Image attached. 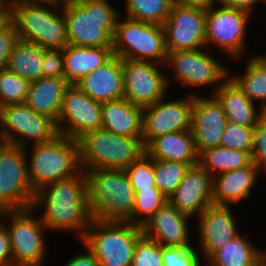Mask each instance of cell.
Returning <instances> with one entry per match:
<instances>
[{
	"instance_id": "13",
	"label": "cell",
	"mask_w": 266,
	"mask_h": 266,
	"mask_svg": "<svg viewBox=\"0 0 266 266\" xmlns=\"http://www.w3.org/2000/svg\"><path fill=\"white\" fill-rule=\"evenodd\" d=\"M33 200L25 148L8 143L0 152V212L31 208Z\"/></svg>"
},
{
	"instance_id": "17",
	"label": "cell",
	"mask_w": 266,
	"mask_h": 266,
	"mask_svg": "<svg viewBox=\"0 0 266 266\" xmlns=\"http://www.w3.org/2000/svg\"><path fill=\"white\" fill-rule=\"evenodd\" d=\"M101 105L76 84H70L64 93L57 121L59 134L77 140L87 132L101 129Z\"/></svg>"
},
{
	"instance_id": "14",
	"label": "cell",
	"mask_w": 266,
	"mask_h": 266,
	"mask_svg": "<svg viewBox=\"0 0 266 266\" xmlns=\"http://www.w3.org/2000/svg\"><path fill=\"white\" fill-rule=\"evenodd\" d=\"M164 69L165 64L122 60L124 98L144 108L167 97L170 87Z\"/></svg>"
},
{
	"instance_id": "18",
	"label": "cell",
	"mask_w": 266,
	"mask_h": 266,
	"mask_svg": "<svg viewBox=\"0 0 266 266\" xmlns=\"http://www.w3.org/2000/svg\"><path fill=\"white\" fill-rule=\"evenodd\" d=\"M232 208L235 207L212 203L194 220L195 240H198L195 246L204 261L242 232L238 230Z\"/></svg>"
},
{
	"instance_id": "25",
	"label": "cell",
	"mask_w": 266,
	"mask_h": 266,
	"mask_svg": "<svg viewBox=\"0 0 266 266\" xmlns=\"http://www.w3.org/2000/svg\"><path fill=\"white\" fill-rule=\"evenodd\" d=\"M101 129L113 134L138 138L142 137L143 107L121 98L101 105Z\"/></svg>"
},
{
	"instance_id": "11",
	"label": "cell",
	"mask_w": 266,
	"mask_h": 266,
	"mask_svg": "<svg viewBox=\"0 0 266 266\" xmlns=\"http://www.w3.org/2000/svg\"><path fill=\"white\" fill-rule=\"evenodd\" d=\"M252 14L241 9L225 7L217 2L206 9V48L216 46L229 60H243ZM251 18V19H250ZM209 46V48H208ZM212 46V47H211Z\"/></svg>"
},
{
	"instance_id": "32",
	"label": "cell",
	"mask_w": 266,
	"mask_h": 266,
	"mask_svg": "<svg viewBox=\"0 0 266 266\" xmlns=\"http://www.w3.org/2000/svg\"><path fill=\"white\" fill-rule=\"evenodd\" d=\"M252 163L251 154L222 146L202 151L198 155V164L212 177L224 172L248 166Z\"/></svg>"
},
{
	"instance_id": "27",
	"label": "cell",
	"mask_w": 266,
	"mask_h": 266,
	"mask_svg": "<svg viewBox=\"0 0 266 266\" xmlns=\"http://www.w3.org/2000/svg\"><path fill=\"white\" fill-rule=\"evenodd\" d=\"M113 56L112 46L67 45L63 48L65 80L69 84H76L85 75L104 65Z\"/></svg>"
},
{
	"instance_id": "5",
	"label": "cell",
	"mask_w": 266,
	"mask_h": 266,
	"mask_svg": "<svg viewBox=\"0 0 266 266\" xmlns=\"http://www.w3.org/2000/svg\"><path fill=\"white\" fill-rule=\"evenodd\" d=\"M25 154L28 180L34 193L50 183L73 177L82 171L77 140L65 135L30 145L25 148Z\"/></svg>"
},
{
	"instance_id": "24",
	"label": "cell",
	"mask_w": 266,
	"mask_h": 266,
	"mask_svg": "<svg viewBox=\"0 0 266 266\" xmlns=\"http://www.w3.org/2000/svg\"><path fill=\"white\" fill-rule=\"evenodd\" d=\"M212 95L220 103L227 120L231 123L253 127L266 114L230 77Z\"/></svg>"
},
{
	"instance_id": "1",
	"label": "cell",
	"mask_w": 266,
	"mask_h": 266,
	"mask_svg": "<svg viewBox=\"0 0 266 266\" xmlns=\"http://www.w3.org/2000/svg\"><path fill=\"white\" fill-rule=\"evenodd\" d=\"M31 208L40 212L38 216L49 232H73L81 240L92 220L86 172L82 170L73 177L40 188L34 193Z\"/></svg>"
},
{
	"instance_id": "47",
	"label": "cell",
	"mask_w": 266,
	"mask_h": 266,
	"mask_svg": "<svg viewBox=\"0 0 266 266\" xmlns=\"http://www.w3.org/2000/svg\"><path fill=\"white\" fill-rule=\"evenodd\" d=\"M173 4L179 6H191V7H201L209 8L211 5L216 3V0H172Z\"/></svg>"
},
{
	"instance_id": "43",
	"label": "cell",
	"mask_w": 266,
	"mask_h": 266,
	"mask_svg": "<svg viewBox=\"0 0 266 266\" xmlns=\"http://www.w3.org/2000/svg\"><path fill=\"white\" fill-rule=\"evenodd\" d=\"M19 37L14 24L10 21L0 30V70L7 67V63Z\"/></svg>"
},
{
	"instance_id": "6",
	"label": "cell",
	"mask_w": 266,
	"mask_h": 266,
	"mask_svg": "<svg viewBox=\"0 0 266 266\" xmlns=\"http://www.w3.org/2000/svg\"><path fill=\"white\" fill-rule=\"evenodd\" d=\"M207 48L184 50V51H167L165 67L170 68L172 75L167 74L170 89L175 80V84L182 85L190 89V95H200L198 91L192 89L200 88L210 89V95L229 78V70L225 63H230L226 56L222 55V59L211 55ZM225 59V60H223ZM223 62V63H222ZM172 78V79H171ZM181 83V84H180ZM206 87V88H205ZM209 87V88H208ZM198 92V93H197Z\"/></svg>"
},
{
	"instance_id": "19",
	"label": "cell",
	"mask_w": 266,
	"mask_h": 266,
	"mask_svg": "<svg viewBox=\"0 0 266 266\" xmlns=\"http://www.w3.org/2000/svg\"><path fill=\"white\" fill-rule=\"evenodd\" d=\"M227 122L222 106L213 95H194L191 131L198 155L220 145Z\"/></svg>"
},
{
	"instance_id": "34",
	"label": "cell",
	"mask_w": 266,
	"mask_h": 266,
	"mask_svg": "<svg viewBox=\"0 0 266 266\" xmlns=\"http://www.w3.org/2000/svg\"><path fill=\"white\" fill-rule=\"evenodd\" d=\"M167 202V197L156 186L140 189L135 192L132 214L127 222L142 227Z\"/></svg>"
},
{
	"instance_id": "20",
	"label": "cell",
	"mask_w": 266,
	"mask_h": 266,
	"mask_svg": "<svg viewBox=\"0 0 266 266\" xmlns=\"http://www.w3.org/2000/svg\"><path fill=\"white\" fill-rule=\"evenodd\" d=\"M213 177L199 164L190 166L168 203L179 212L196 219L212 204Z\"/></svg>"
},
{
	"instance_id": "51",
	"label": "cell",
	"mask_w": 266,
	"mask_h": 266,
	"mask_svg": "<svg viewBox=\"0 0 266 266\" xmlns=\"http://www.w3.org/2000/svg\"><path fill=\"white\" fill-rule=\"evenodd\" d=\"M260 251H261V259L266 260V250H264L263 248H260Z\"/></svg>"
},
{
	"instance_id": "26",
	"label": "cell",
	"mask_w": 266,
	"mask_h": 266,
	"mask_svg": "<svg viewBox=\"0 0 266 266\" xmlns=\"http://www.w3.org/2000/svg\"><path fill=\"white\" fill-rule=\"evenodd\" d=\"M145 153L151 159L181 162L190 166L198 164V153L191 130L158 136L145 147Z\"/></svg>"
},
{
	"instance_id": "49",
	"label": "cell",
	"mask_w": 266,
	"mask_h": 266,
	"mask_svg": "<svg viewBox=\"0 0 266 266\" xmlns=\"http://www.w3.org/2000/svg\"><path fill=\"white\" fill-rule=\"evenodd\" d=\"M8 144L6 135L4 131L0 128V152L6 147Z\"/></svg>"
},
{
	"instance_id": "50",
	"label": "cell",
	"mask_w": 266,
	"mask_h": 266,
	"mask_svg": "<svg viewBox=\"0 0 266 266\" xmlns=\"http://www.w3.org/2000/svg\"><path fill=\"white\" fill-rule=\"evenodd\" d=\"M26 1L54 2L62 5L66 0H26Z\"/></svg>"
},
{
	"instance_id": "52",
	"label": "cell",
	"mask_w": 266,
	"mask_h": 266,
	"mask_svg": "<svg viewBox=\"0 0 266 266\" xmlns=\"http://www.w3.org/2000/svg\"><path fill=\"white\" fill-rule=\"evenodd\" d=\"M259 266H266V260L261 259Z\"/></svg>"
},
{
	"instance_id": "3",
	"label": "cell",
	"mask_w": 266,
	"mask_h": 266,
	"mask_svg": "<svg viewBox=\"0 0 266 266\" xmlns=\"http://www.w3.org/2000/svg\"><path fill=\"white\" fill-rule=\"evenodd\" d=\"M10 21L19 40L38 44L44 49H63L68 45L62 5L54 2L12 0Z\"/></svg>"
},
{
	"instance_id": "7",
	"label": "cell",
	"mask_w": 266,
	"mask_h": 266,
	"mask_svg": "<svg viewBox=\"0 0 266 266\" xmlns=\"http://www.w3.org/2000/svg\"><path fill=\"white\" fill-rule=\"evenodd\" d=\"M81 169H122L144 153L142 139L123 137L103 129L93 130L77 139Z\"/></svg>"
},
{
	"instance_id": "2",
	"label": "cell",
	"mask_w": 266,
	"mask_h": 266,
	"mask_svg": "<svg viewBox=\"0 0 266 266\" xmlns=\"http://www.w3.org/2000/svg\"><path fill=\"white\" fill-rule=\"evenodd\" d=\"M62 11L66 20L68 45H113V34L121 10L118 11L110 0H66L62 4Z\"/></svg>"
},
{
	"instance_id": "16",
	"label": "cell",
	"mask_w": 266,
	"mask_h": 266,
	"mask_svg": "<svg viewBox=\"0 0 266 266\" xmlns=\"http://www.w3.org/2000/svg\"><path fill=\"white\" fill-rule=\"evenodd\" d=\"M167 51L206 48V9L173 4L163 24Z\"/></svg>"
},
{
	"instance_id": "36",
	"label": "cell",
	"mask_w": 266,
	"mask_h": 266,
	"mask_svg": "<svg viewBox=\"0 0 266 266\" xmlns=\"http://www.w3.org/2000/svg\"><path fill=\"white\" fill-rule=\"evenodd\" d=\"M30 83L7 68L0 70V108L25 103Z\"/></svg>"
},
{
	"instance_id": "41",
	"label": "cell",
	"mask_w": 266,
	"mask_h": 266,
	"mask_svg": "<svg viewBox=\"0 0 266 266\" xmlns=\"http://www.w3.org/2000/svg\"><path fill=\"white\" fill-rule=\"evenodd\" d=\"M252 162L266 176V114L253 126Z\"/></svg>"
},
{
	"instance_id": "9",
	"label": "cell",
	"mask_w": 266,
	"mask_h": 266,
	"mask_svg": "<svg viewBox=\"0 0 266 266\" xmlns=\"http://www.w3.org/2000/svg\"><path fill=\"white\" fill-rule=\"evenodd\" d=\"M34 209L5 210L0 220L9 234L12 266H45L49 233Z\"/></svg>"
},
{
	"instance_id": "10",
	"label": "cell",
	"mask_w": 266,
	"mask_h": 266,
	"mask_svg": "<svg viewBox=\"0 0 266 266\" xmlns=\"http://www.w3.org/2000/svg\"><path fill=\"white\" fill-rule=\"evenodd\" d=\"M113 53L122 60L165 64L167 50L163 25L133 20L120 15L113 34Z\"/></svg>"
},
{
	"instance_id": "40",
	"label": "cell",
	"mask_w": 266,
	"mask_h": 266,
	"mask_svg": "<svg viewBox=\"0 0 266 266\" xmlns=\"http://www.w3.org/2000/svg\"><path fill=\"white\" fill-rule=\"evenodd\" d=\"M131 266H163L162 246L142 236L135 246Z\"/></svg>"
},
{
	"instance_id": "44",
	"label": "cell",
	"mask_w": 266,
	"mask_h": 266,
	"mask_svg": "<svg viewBox=\"0 0 266 266\" xmlns=\"http://www.w3.org/2000/svg\"><path fill=\"white\" fill-rule=\"evenodd\" d=\"M0 266H12L9 234L5 224L0 220Z\"/></svg>"
},
{
	"instance_id": "42",
	"label": "cell",
	"mask_w": 266,
	"mask_h": 266,
	"mask_svg": "<svg viewBox=\"0 0 266 266\" xmlns=\"http://www.w3.org/2000/svg\"><path fill=\"white\" fill-rule=\"evenodd\" d=\"M42 77L65 79L63 49L44 50Z\"/></svg>"
},
{
	"instance_id": "48",
	"label": "cell",
	"mask_w": 266,
	"mask_h": 266,
	"mask_svg": "<svg viewBox=\"0 0 266 266\" xmlns=\"http://www.w3.org/2000/svg\"><path fill=\"white\" fill-rule=\"evenodd\" d=\"M10 22L9 4L0 3V30Z\"/></svg>"
},
{
	"instance_id": "53",
	"label": "cell",
	"mask_w": 266,
	"mask_h": 266,
	"mask_svg": "<svg viewBox=\"0 0 266 266\" xmlns=\"http://www.w3.org/2000/svg\"><path fill=\"white\" fill-rule=\"evenodd\" d=\"M12 0H0V3L9 4Z\"/></svg>"
},
{
	"instance_id": "45",
	"label": "cell",
	"mask_w": 266,
	"mask_h": 266,
	"mask_svg": "<svg viewBox=\"0 0 266 266\" xmlns=\"http://www.w3.org/2000/svg\"><path fill=\"white\" fill-rule=\"evenodd\" d=\"M83 250H79L76 255H73L68 259L64 266H99V262L94 256V254L80 241ZM81 252V253H80Z\"/></svg>"
},
{
	"instance_id": "15",
	"label": "cell",
	"mask_w": 266,
	"mask_h": 266,
	"mask_svg": "<svg viewBox=\"0 0 266 266\" xmlns=\"http://www.w3.org/2000/svg\"><path fill=\"white\" fill-rule=\"evenodd\" d=\"M166 98L169 97L143 108L141 139L144 147L158 136L191 130L194 95L186 94L172 100Z\"/></svg>"
},
{
	"instance_id": "39",
	"label": "cell",
	"mask_w": 266,
	"mask_h": 266,
	"mask_svg": "<svg viewBox=\"0 0 266 266\" xmlns=\"http://www.w3.org/2000/svg\"><path fill=\"white\" fill-rule=\"evenodd\" d=\"M220 146L252 154L253 127H244L228 121L221 137Z\"/></svg>"
},
{
	"instance_id": "35",
	"label": "cell",
	"mask_w": 266,
	"mask_h": 266,
	"mask_svg": "<svg viewBox=\"0 0 266 266\" xmlns=\"http://www.w3.org/2000/svg\"><path fill=\"white\" fill-rule=\"evenodd\" d=\"M189 167L186 163L154 159L156 187L169 198L180 185Z\"/></svg>"
},
{
	"instance_id": "28",
	"label": "cell",
	"mask_w": 266,
	"mask_h": 266,
	"mask_svg": "<svg viewBox=\"0 0 266 266\" xmlns=\"http://www.w3.org/2000/svg\"><path fill=\"white\" fill-rule=\"evenodd\" d=\"M69 85L65 79L41 77L30 83L25 103L37 113L57 122L64 93Z\"/></svg>"
},
{
	"instance_id": "29",
	"label": "cell",
	"mask_w": 266,
	"mask_h": 266,
	"mask_svg": "<svg viewBox=\"0 0 266 266\" xmlns=\"http://www.w3.org/2000/svg\"><path fill=\"white\" fill-rule=\"evenodd\" d=\"M245 59L248 61L244 66V73L233 74L229 70V77L253 103L266 112V53L248 54V59Z\"/></svg>"
},
{
	"instance_id": "31",
	"label": "cell",
	"mask_w": 266,
	"mask_h": 266,
	"mask_svg": "<svg viewBox=\"0 0 266 266\" xmlns=\"http://www.w3.org/2000/svg\"><path fill=\"white\" fill-rule=\"evenodd\" d=\"M44 48L38 44L19 40L10 54L7 69L29 83L42 77Z\"/></svg>"
},
{
	"instance_id": "30",
	"label": "cell",
	"mask_w": 266,
	"mask_h": 266,
	"mask_svg": "<svg viewBox=\"0 0 266 266\" xmlns=\"http://www.w3.org/2000/svg\"><path fill=\"white\" fill-rule=\"evenodd\" d=\"M260 261V248L254 241L239 233L224 247L215 251L205 261V266H259Z\"/></svg>"
},
{
	"instance_id": "22",
	"label": "cell",
	"mask_w": 266,
	"mask_h": 266,
	"mask_svg": "<svg viewBox=\"0 0 266 266\" xmlns=\"http://www.w3.org/2000/svg\"><path fill=\"white\" fill-rule=\"evenodd\" d=\"M260 181V172L252 162L248 166L221 173L213 177L212 203L237 206L251 198L254 187Z\"/></svg>"
},
{
	"instance_id": "46",
	"label": "cell",
	"mask_w": 266,
	"mask_h": 266,
	"mask_svg": "<svg viewBox=\"0 0 266 266\" xmlns=\"http://www.w3.org/2000/svg\"><path fill=\"white\" fill-rule=\"evenodd\" d=\"M216 2L219 5L225 7H232L236 9L245 10L251 13L252 15L254 14L253 12L255 11V9L258 10V8L256 7L259 6L258 5L259 3L262 4L264 2L266 4V0H216Z\"/></svg>"
},
{
	"instance_id": "12",
	"label": "cell",
	"mask_w": 266,
	"mask_h": 266,
	"mask_svg": "<svg viewBox=\"0 0 266 266\" xmlns=\"http://www.w3.org/2000/svg\"><path fill=\"white\" fill-rule=\"evenodd\" d=\"M0 128L9 144L23 148L52 141L60 135L54 119L37 113L26 103L2 106Z\"/></svg>"
},
{
	"instance_id": "37",
	"label": "cell",
	"mask_w": 266,
	"mask_h": 266,
	"mask_svg": "<svg viewBox=\"0 0 266 266\" xmlns=\"http://www.w3.org/2000/svg\"><path fill=\"white\" fill-rule=\"evenodd\" d=\"M125 171L134 192L156 186L154 159H151L146 153L131 163Z\"/></svg>"
},
{
	"instance_id": "33",
	"label": "cell",
	"mask_w": 266,
	"mask_h": 266,
	"mask_svg": "<svg viewBox=\"0 0 266 266\" xmlns=\"http://www.w3.org/2000/svg\"><path fill=\"white\" fill-rule=\"evenodd\" d=\"M123 2L125 5L121 9L124 13L121 15L157 25L166 22L173 6L172 0H123Z\"/></svg>"
},
{
	"instance_id": "23",
	"label": "cell",
	"mask_w": 266,
	"mask_h": 266,
	"mask_svg": "<svg viewBox=\"0 0 266 266\" xmlns=\"http://www.w3.org/2000/svg\"><path fill=\"white\" fill-rule=\"evenodd\" d=\"M76 85L99 103L124 98L122 59L114 55L104 65L85 75Z\"/></svg>"
},
{
	"instance_id": "21",
	"label": "cell",
	"mask_w": 266,
	"mask_h": 266,
	"mask_svg": "<svg viewBox=\"0 0 266 266\" xmlns=\"http://www.w3.org/2000/svg\"><path fill=\"white\" fill-rule=\"evenodd\" d=\"M191 220L167 202L141 227L142 234L161 246L195 245L191 240Z\"/></svg>"
},
{
	"instance_id": "4",
	"label": "cell",
	"mask_w": 266,
	"mask_h": 266,
	"mask_svg": "<svg viewBox=\"0 0 266 266\" xmlns=\"http://www.w3.org/2000/svg\"><path fill=\"white\" fill-rule=\"evenodd\" d=\"M88 202L92 219L127 222L135 192L125 170L88 169Z\"/></svg>"
},
{
	"instance_id": "38",
	"label": "cell",
	"mask_w": 266,
	"mask_h": 266,
	"mask_svg": "<svg viewBox=\"0 0 266 266\" xmlns=\"http://www.w3.org/2000/svg\"><path fill=\"white\" fill-rule=\"evenodd\" d=\"M163 266H204L195 245L162 246Z\"/></svg>"
},
{
	"instance_id": "8",
	"label": "cell",
	"mask_w": 266,
	"mask_h": 266,
	"mask_svg": "<svg viewBox=\"0 0 266 266\" xmlns=\"http://www.w3.org/2000/svg\"><path fill=\"white\" fill-rule=\"evenodd\" d=\"M140 226L130 222L92 219L80 240L96 257L99 266H131Z\"/></svg>"
}]
</instances>
